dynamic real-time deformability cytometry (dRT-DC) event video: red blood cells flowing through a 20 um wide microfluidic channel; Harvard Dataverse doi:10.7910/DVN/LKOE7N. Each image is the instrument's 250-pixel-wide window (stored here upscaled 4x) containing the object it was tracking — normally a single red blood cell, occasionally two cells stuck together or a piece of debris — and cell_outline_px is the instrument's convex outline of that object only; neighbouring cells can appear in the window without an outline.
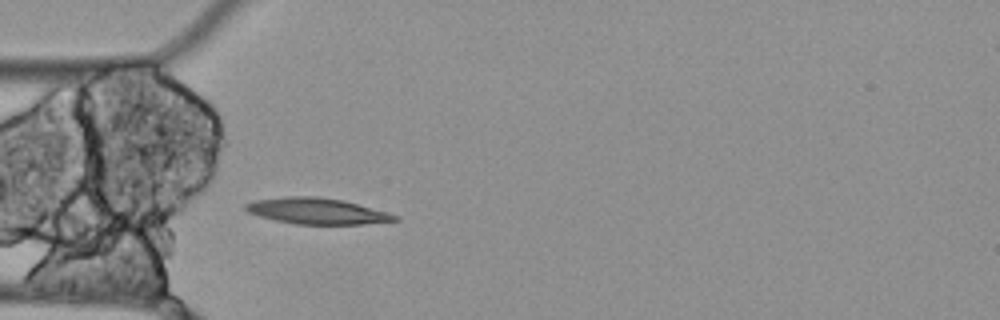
{"species": "Egyptian fruit bat (a non-hibernating species)", "species_latin": "Rousettus aegyptiacus", "temperature_condition": "cold", "stored_images_in_passage": 4, "camera_frame_rate_fps": 3000, "um_per_image_px": 0.085, "animal": {"sex": "female"}, "frame": {"image": 1, "passage_image": 4, "time_ms": 1.0, "image_size_px": [1000, 320], "cell_outline_px": [[400, 220], [364, 224], [296, 224], [276, 220], [260, 216], [248, 212], [244, 208], [244, 204], [256, 200], [288, 196], [320, 196], [344, 200], [388, 212], [400, 216]], "centroid_in_image_um": [26.99, 17.93], "position_along_channel_um": 58.0, "area_um2": 22.72}}